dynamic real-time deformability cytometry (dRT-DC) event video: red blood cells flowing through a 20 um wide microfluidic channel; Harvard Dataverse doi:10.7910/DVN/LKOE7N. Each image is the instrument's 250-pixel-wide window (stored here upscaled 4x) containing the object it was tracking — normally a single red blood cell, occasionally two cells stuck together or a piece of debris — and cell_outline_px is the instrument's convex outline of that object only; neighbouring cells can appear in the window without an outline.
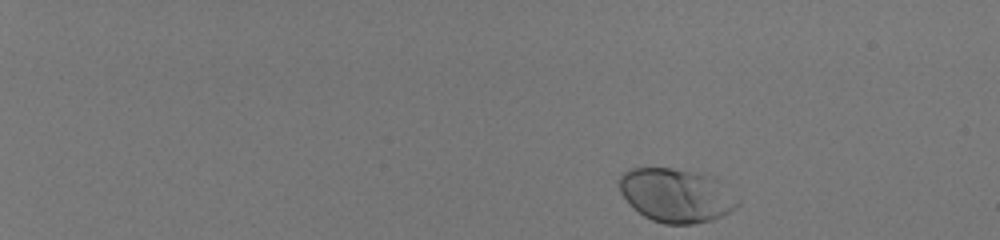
{"species": "human", "species_latin": "Homo sapiens", "temperature_condition": "room temperature", "stored_images_in_passage": 46, "camera_frame_rate_fps": 3000, "um_per_image_px": 0.085, "donor": {"sex": "male"}, "frame": {"image": 1, "passage_image": 2, "time_ms": 0.333, "image_size_px": [1000, 240], "cell_outline_px": [[740, 204], [736, 208], [712, 220], [692, 224], [664, 224], [652, 220], [644, 216], [620, 192], [620, 176], [624, 172], [632, 168], [672, 168], [704, 176], [740, 200]], "centroid_in_image_um": [57.42, 16.64], "position_along_channel_um": 27.6, "area_um2": 35.6}}
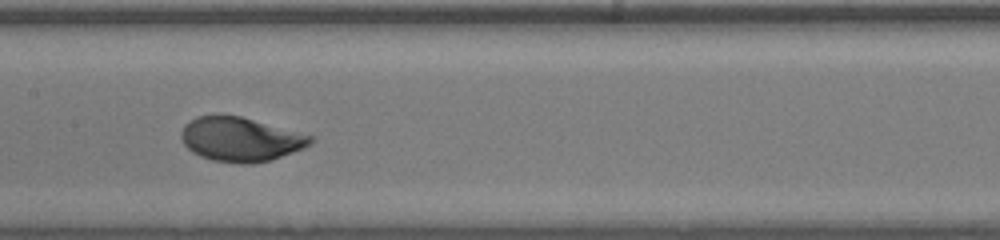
{"frame": {"image": 2, "passage_image": 27, "time_ms": 8.667, "image_size_px": [1000, 240], "cell_outline_px": [[312, 140], [304, 148], [272, 160], [252, 164], [240, 164], [212, 160], [200, 156], [192, 152], [184, 144], [180, 136], [180, 132], [184, 124], [196, 116], [216, 112], [240, 116], [312, 136]], "centroid_in_image_um": [20.36, 11.82], "position_along_channel_um": 187.0, "area_um2": 33.64}}
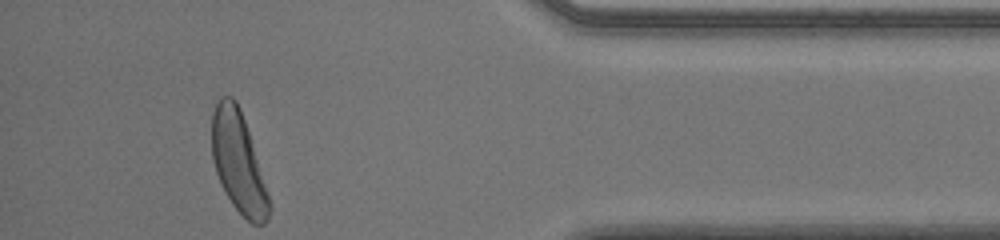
{"frame": {"image": 3, "passage_image": 46, "time_ms": 15.0, "image_size_px": [1000, 240], "cell_outline_px": [[272, 208], [268, 220], [264, 224], [252, 224], [232, 204], [216, 172], [212, 160], [212, 112], [216, 100], [220, 96], [232, 96], [236, 100], [240, 108], [248, 132]], "centroid_in_image_um": [20.24, 13.77], "position_along_channel_um": 415.0, "area_um2": 33.0}, "authors_computed_cell_mechanics": {"area_um2": 33.235, "velocity_mm_per_s": 3.9771, "shape_relaxation_time_tau1_ms": 1.7938, "shape_relaxation_time_tau2_ms": null, "deformation_change_tau1": 0.1469, "deformation_change_tau2": null}}